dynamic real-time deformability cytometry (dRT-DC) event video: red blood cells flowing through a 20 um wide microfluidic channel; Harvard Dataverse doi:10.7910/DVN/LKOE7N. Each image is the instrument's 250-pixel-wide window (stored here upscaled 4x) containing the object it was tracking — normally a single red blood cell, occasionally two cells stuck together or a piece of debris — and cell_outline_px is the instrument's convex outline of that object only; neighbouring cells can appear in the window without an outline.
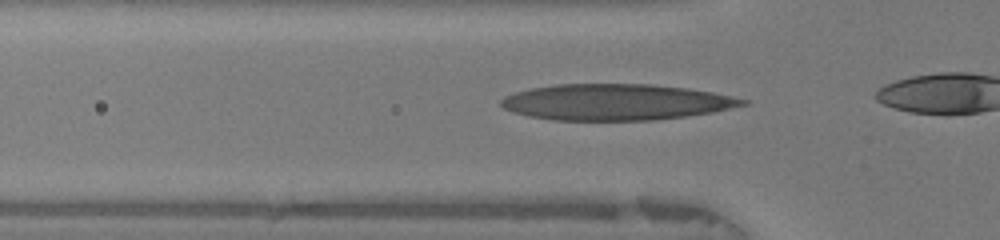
{"species": "human", "species_latin": "Homo sapiens", "temperature_condition": "warm", "stored_images_in_passage": 19, "camera_frame_rate_fps": 3000, "um_per_image_px": 0.085, "donor": {"sex": "female"}, "frame": {"image": 1, "passage_image": 11, "time_ms": 3.333, "image_size_px": [1000, 240], "cell_outline_px": [[748, 104], [712, 112], [684, 116], [652, 120], [552, 120], [528, 116], [512, 112], [504, 108], [500, 104], [500, 100], [504, 96], [516, 92], [532, 88], [556, 84], [652, 84], [688, 88], [712, 92], [748, 100]], "centroid_in_image_um": [52.32, 8.67], "position_along_channel_um": 73.5, "area_um2": 50.69}}
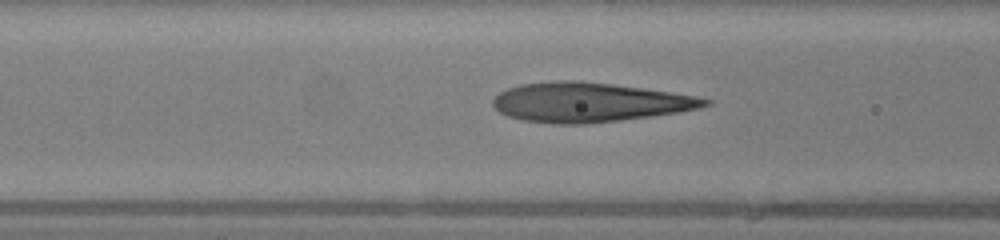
{"frame": {"image": 2, "passage_image": 14, "time_ms": 4.333, "image_size_px": [1000, 240], "cell_outline_px": [[712, 104], [700, 108], [680, 112], [652, 116], [588, 124], [552, 124], [520, 120], [508, 116], [500, 112], [492, 104], [492, 100], [500, 92], [508, 88], [520, 84], [556, 80], [576, 80], [612, 84], [668, 92], [692, 96], [712, 100]], "centroid_in_image_um": [50.05, 8.7], "position_along_channel_um": 116.6, "area_um2": 48.67}}